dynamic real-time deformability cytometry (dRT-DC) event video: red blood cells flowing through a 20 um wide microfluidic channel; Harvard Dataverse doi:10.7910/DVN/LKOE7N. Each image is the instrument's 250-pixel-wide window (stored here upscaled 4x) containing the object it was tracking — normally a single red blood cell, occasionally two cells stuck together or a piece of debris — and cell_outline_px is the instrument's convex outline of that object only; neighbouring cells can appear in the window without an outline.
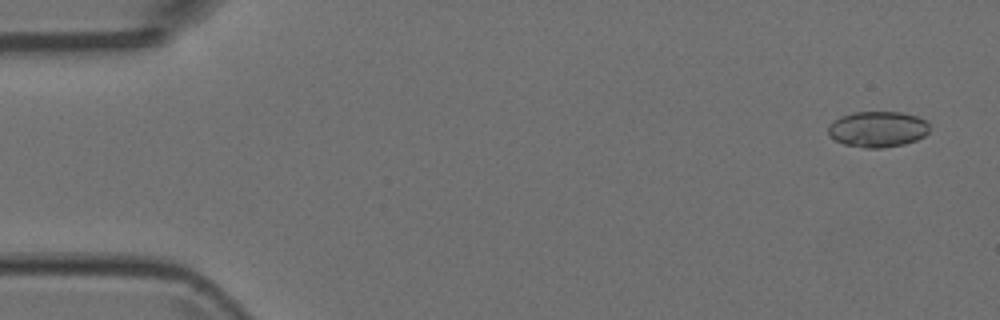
{"species": "Egyptian fruit bat (a non-hibernating species)", "species_latin": "Rousettus aegyptiacus", "temperature_condition": "room temperature", "stored_images_in_passage": 8, "camera_frame_rate_fps": 3000, "um_per_image_px": 0.085, "animal": {"sex": "female"}, "frame": {"image": 1, "passage_image": 1, "time_ms": 0.0, "image_size_px": [1000, 320], "cell_outline_px": [[928, 132], [924, 136], [916, 140], [904, 144], [884, 148], [864, 148], [844, 144], [836, 140], [828, 132], [828, 124], [840, 116], [856, 112], [900, 112], [916, 116], [924, 120], [928, 124]], "centroid_in_image_um": [74.59, 10.98], "position_along_channel_um": 10.4, "area_um2": 21.1}}
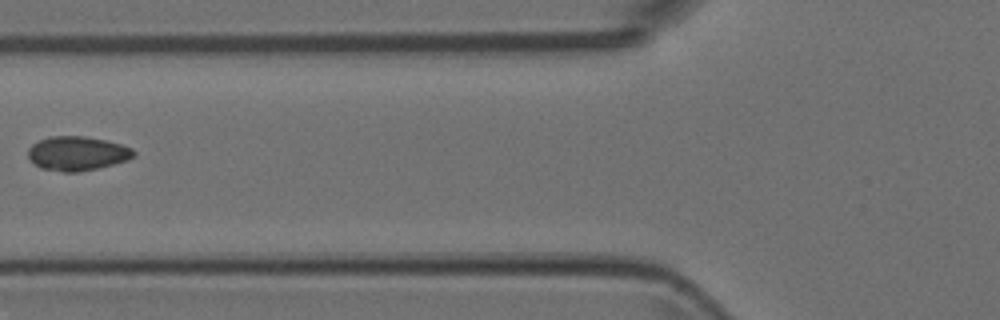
{"frame": {"image": 2, "passage_image": 6, "time_ms": 1.667, "image_size_px": [1000, 320], "cell_outline_px": [[136, 156], [128, 160], [96, 168], [76, 172], [64, 172], [40, 168], [28, 160], [28, 148], [32, 144], [40, 140], [52, 136], [84, 136], [104, 140], [120, 144], [132, 148], [136, 152]], "centroid_in_image_um": [6.55, 13.04], "position_along_channel_um": 119.3, "area_um2": 21.04}}
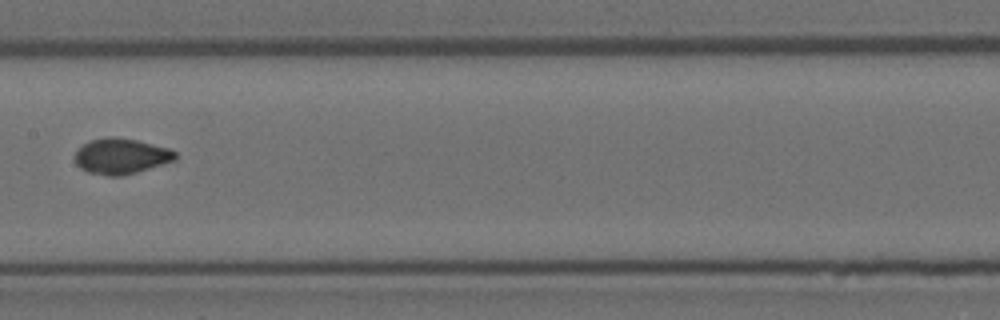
{"frame": {"image": 3, "passage_image": 8, "time_ms": 2.333, "image_size_px": [1000, 320], "cell_outline_px": [[176, 160], [136, 172], [120, 176], [108, 176], [88, 172], [80, 168], [76, 164], [76, 148], [92, 140], [104, 136], [112, 136], [136, 140], [168, 148], [176, 152]], "centroid_in_image_um": [10.27, 13.27], "position_along_channel_um": 197.1, "area_um2": 20.75}}